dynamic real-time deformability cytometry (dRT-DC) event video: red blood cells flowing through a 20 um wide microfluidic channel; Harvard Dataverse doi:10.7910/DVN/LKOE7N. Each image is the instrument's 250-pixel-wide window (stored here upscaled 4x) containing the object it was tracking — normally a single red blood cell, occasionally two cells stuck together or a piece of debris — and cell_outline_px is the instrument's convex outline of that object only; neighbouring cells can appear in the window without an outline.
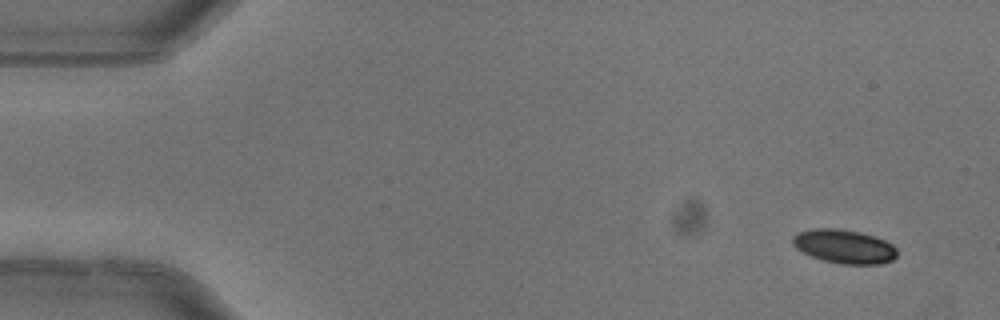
{"species": "common noctule bat (a hibernating species)", "species_latin": "Nyctalus noctula", "temperature_condition": "warm", "stored_images_in_passage": 5, "camera_frame_rate_fps": 3000, "um_per_image_px": 0.085, "animal": {"sex": "female"}, "frame": {"image": 1, "passage_image": 1, "time_ms": 0.0, "image_size_px": [1000, 320], "cell_outline_px": [[896, 256], [892, 260], [880, 264], [840, 264], [820, 260], [796, 248], [792, 244], [792, 236], [800, 232], [812, 228], [836, 228], [860, 232], [876, 236], [892, 244], [896, 248]], "centroid_in_image_um": [71.75, 20.95], "position_along_channel_um": 13.3, "area_um2": 20.69}}
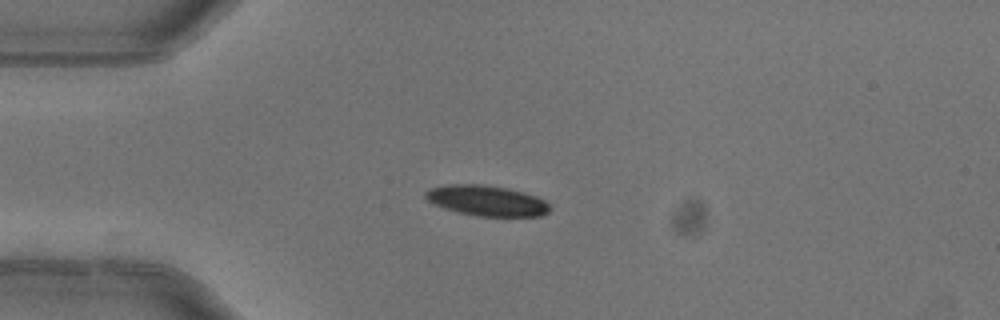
{"frame": {"image": 2, "passage_image": 4, "time_ms": 1.0, "image_size_px": [1000, 320], "cell_outline_px": [[548, 212], [540, 216], [480, 216], [456, 212], [444, 208], [428, 200], [424, 196], [424, 192], [432, 188], [448, 184], [484, 184], [508, 188], [524, 192], [536, 196], [544, 200], [548, 204]], "centroid_in_image_um": [41.36, 17.04], "position_along_channel_um": 43.6, "area_um2": 21.96}}
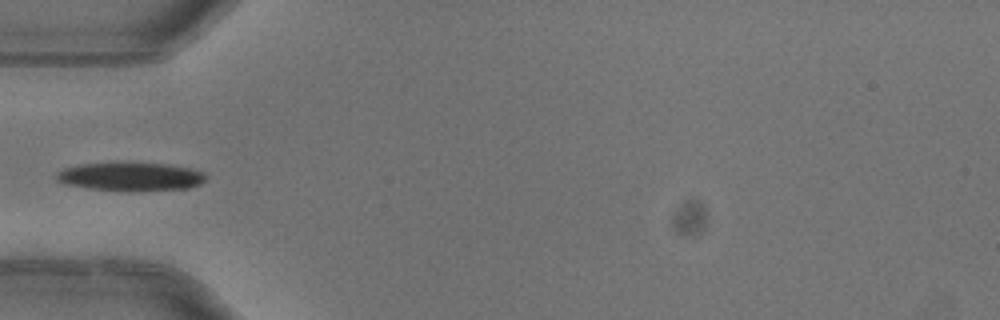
{"frame": {"image": 3, "passage_image": 5, "time_ms": 1.333, "image_size_px": [1000, 320], "cell_outline_px": [[208, 176], [200, 184], [188, 188], [88, 188], [64, 184], [56, 180], [56, 172], [64, 168], [80, 164], [112, 160], [132, 160], [168, 164], [192, 168], [204, 172]], "centroid_in_image_um": [11.06, 14.9], "position_along_channel_um": 73.9, "area_um2": 24.85}}